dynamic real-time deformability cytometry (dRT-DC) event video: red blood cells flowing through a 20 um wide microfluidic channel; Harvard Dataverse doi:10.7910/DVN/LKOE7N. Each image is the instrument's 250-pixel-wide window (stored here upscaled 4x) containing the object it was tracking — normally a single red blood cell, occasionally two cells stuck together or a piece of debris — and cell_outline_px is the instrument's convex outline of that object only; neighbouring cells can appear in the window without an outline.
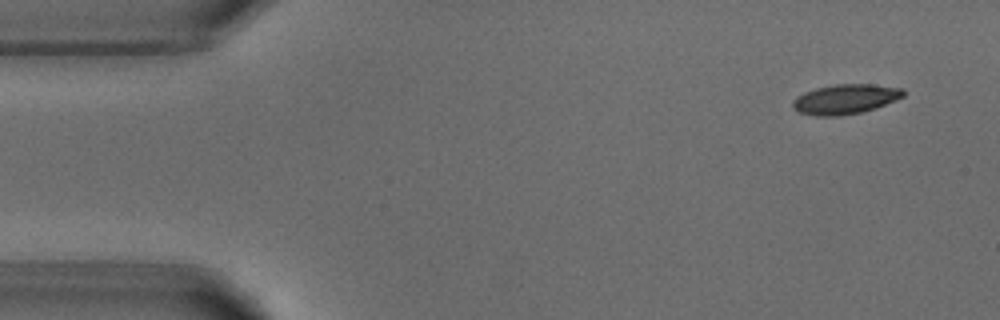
{"species": "common noctule bat (a hibernating species)", "species_latin": "Nyctalus noctula", "temperature_condition": "warm", "stored_images_in_passage": 4, "camera_frame_rate_fps": 3000, "um_per_image_px": 0.085, "animal": {"sex": "male", "body_mass_g": 18.8}, "frame": {"image": 1, "passage_image": 1, "time_ms": 0.0, "image_size_px": [1000, 320], "cell_outline_px": [[904, 96], [896, 100], [876, 108], [860, 112], [840, 116], [816, 116], [800, 112], [792, 108], [792, 100], [796, 96], [804, 92], [816, 88], [836, 84], [872, 84], [904, 88]], "centroid_in_image_um": [71.84, 8.42], "position_along_channel_um": 13.2, "area_um2": 19.31}}
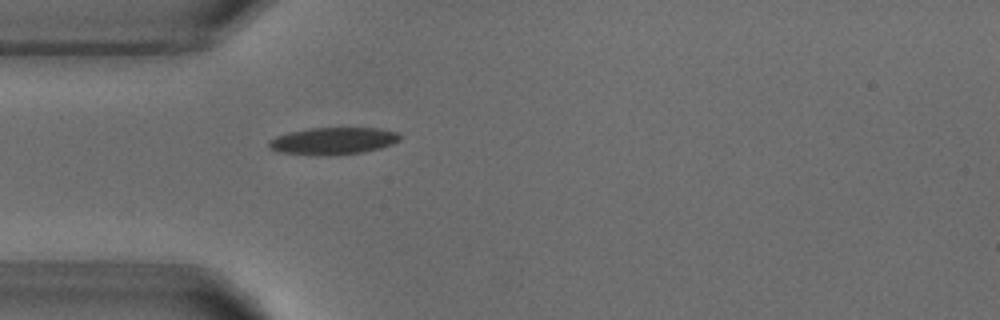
{"frame": {"image": 2, "passage_image": 4, "time_ms": 3.667, "image_size_px": [1000, 320], "cell_outline_px": [[400, 140], [392, 144], [380, 148], [360, 152], [328, 156], [276, 152], [268, 148], [268, 140], [276, 136], [288, 132], [308, 128], [380, 128], [396, 132], [400, 136]], "centroid_in_image_um": [28.26, 11.98], "position_along_channel_um": 56.7, "area_um2": 20.81}}